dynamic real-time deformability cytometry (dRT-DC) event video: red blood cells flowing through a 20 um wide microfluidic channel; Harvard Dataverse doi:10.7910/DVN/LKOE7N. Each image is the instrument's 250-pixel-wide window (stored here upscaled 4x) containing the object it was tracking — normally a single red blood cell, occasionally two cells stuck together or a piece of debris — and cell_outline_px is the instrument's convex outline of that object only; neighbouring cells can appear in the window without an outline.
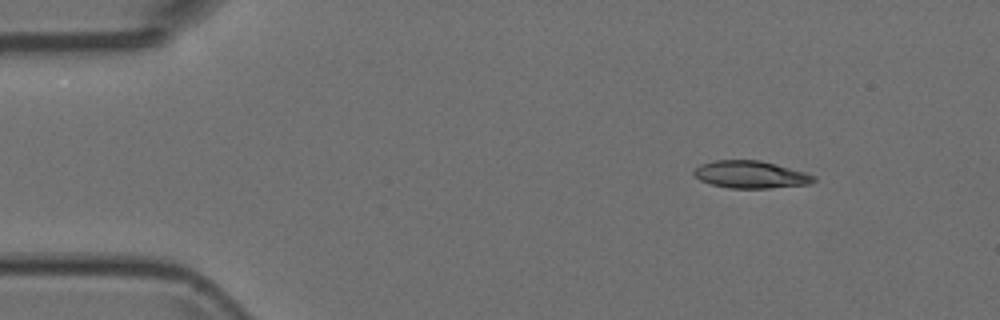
{"species": "Egyptian fruit bat (a non-hibernating species)", "species_latin": "Rousettus aegyptiacus", "temperature_condition": "room temperature", "stored_images_in_passage": 8, "camera_frame_rate_fps": 3000, "um_per_image_px": 0.085, "animal": {"sex": "female"}, "frame": {"image": 1, "passage_image": 1, "time_ms": 0.0, "image_size_px": [1000, 320], "cell_outline_px": [[816, 180], [808, 184], [768, 188], [728, 188], [712, 184], [700, 180], [692, 172], [700, 164], [716, 160], [760, 160], [776, 164], [804, 172], [816, 176]], "centroid_in_image_um": [63.8, 14.83], "position_along_channel_um": 21.2, "area_um2": 18.96}}
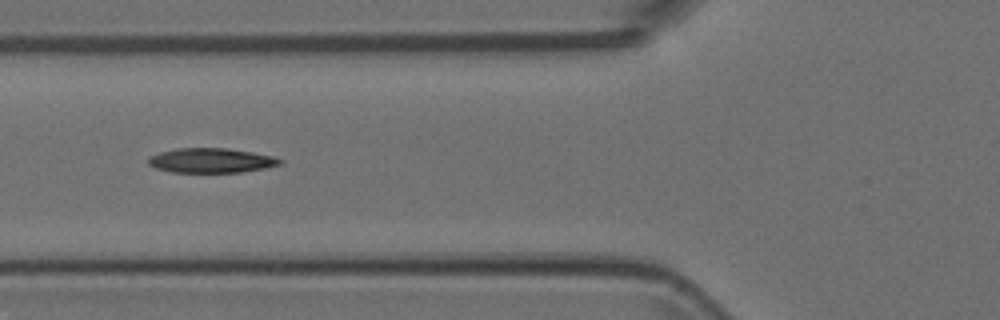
{"frame": {"image": 2, "passage_image": 5, "time_ms": 1.333, "image_size_px": [1000, 320], "cell_outline_px": [[284, 160], [280, 164], [264, 168], [240, 172], [172, 172], [156, 168], [148, 164], [148, 156], [160, 152], [176, 148], [228, 148], [252, 152], [272, 156]], "centroid_in_image_um": [17.92, 13.63], "position_along_channel_um": 107.9, "area_um2": 18.84}}
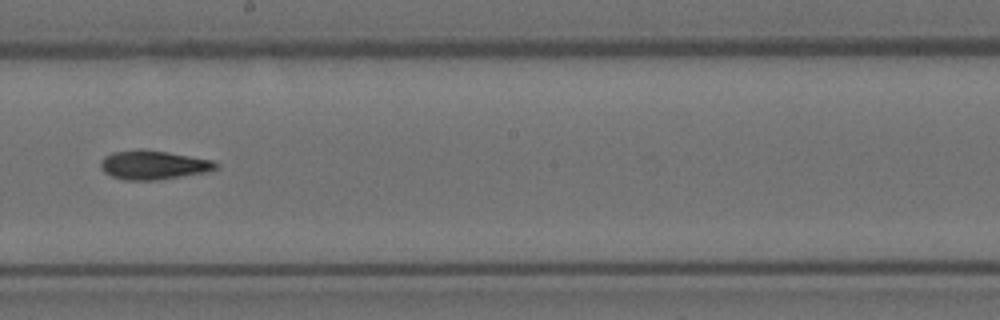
{"frame": {"image": 3, "passage_image": 8, "time_ms": 2.333, "image_size_px": [1000, 320], "cell_outline_px": [[220, 164], [216, 168], [204, 172], [156, 180], [124, 180], [112, 176], [104, 172], [100, 168], [100, 160], [104, 156], [112, 152], [140, 148], [168, 152], [212, 160]], "centroid_in_image_um": [12.97, 14.0], "position_along_channel_um": 235.2, "area_um2": 19.48}}